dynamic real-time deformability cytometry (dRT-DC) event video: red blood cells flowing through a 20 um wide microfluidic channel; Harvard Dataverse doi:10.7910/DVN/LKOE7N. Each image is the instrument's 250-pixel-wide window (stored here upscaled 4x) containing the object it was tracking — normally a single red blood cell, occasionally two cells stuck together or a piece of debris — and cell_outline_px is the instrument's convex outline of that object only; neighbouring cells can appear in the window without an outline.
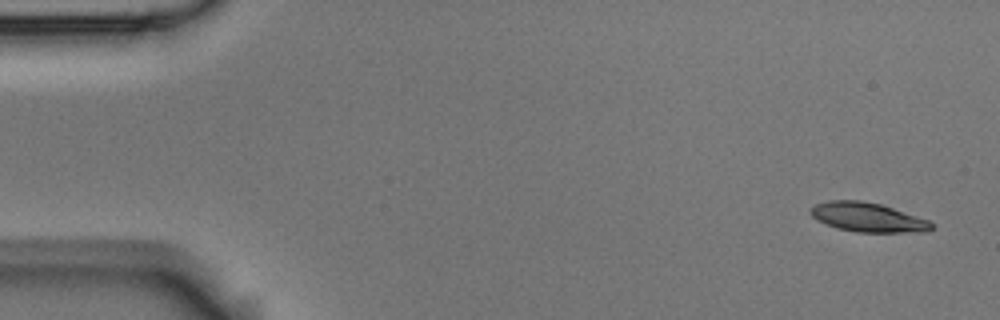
{"species": "Egyptian fruit bat (a non-hibernating species)", "species_latin": "Rousettus aegyptiacus", "temperature_condition": "room temperature", "stored_images_in_passage": 4, "camera_frame_rate_fps": 3000, "um_per_image_px": 0.085, "animal": {"sex": "male"}, "frame": {"image": 1, "passage_image": 1, "time_ms": 0.0, "image_size_px": [1000, 320], "cell_outline_px": [[932, 228], [928, 232], [856, 232], [836, 228], [816, 220], [808, 212], [808, 208], [816, 204], [828, 200], [860, 200], [880, 204], [928, 220], [932, 224]], "centroid_in_image_um": [73.69, 18.47], "position_along_channel_um": 11.3, "area_um2": 20.63}}
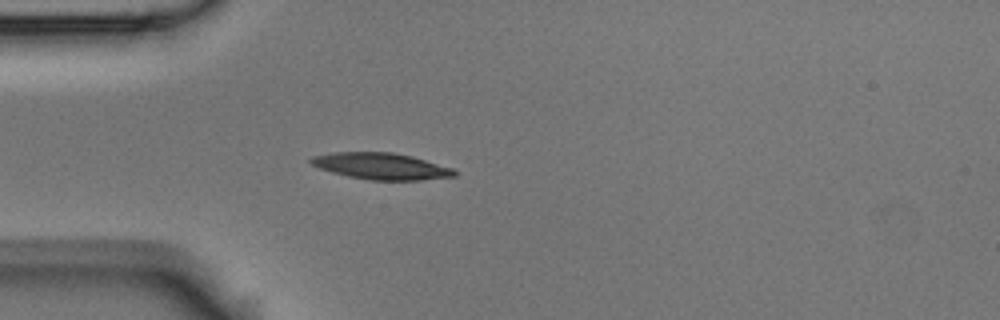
{"frame": {"image": 2, "passage_image": 4, "time_ms": 1.0, "image_size_px": [1000, 320], "cell_outline_px": [[456, 176], [420, 180], [372, 180], [348, 176], [332, 172], [320, 168], [312, 164], [308, 160], [312, 156], [336, 152], [392, 152], [412, 156], [452, 168], [456, 172]], "centroid_in_image_um": [32.39, 14.12], "position_along_channel_um": 52.6, "area_um2": 21.96}}